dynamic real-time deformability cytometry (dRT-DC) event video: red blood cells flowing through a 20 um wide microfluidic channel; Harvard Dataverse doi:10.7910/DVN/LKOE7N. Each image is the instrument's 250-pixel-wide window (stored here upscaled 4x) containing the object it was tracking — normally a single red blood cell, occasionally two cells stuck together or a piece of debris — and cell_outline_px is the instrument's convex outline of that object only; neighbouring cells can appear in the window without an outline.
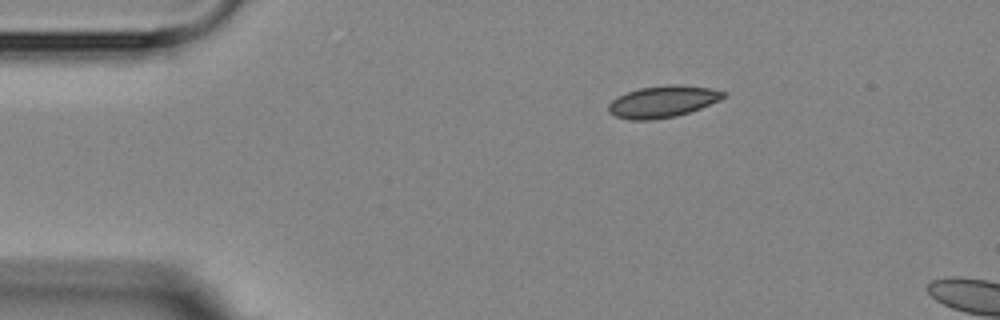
{"species": "Egyptian fruit bat (a non-hibernating species)", "species_latin": "Rousettus aegyptiacus", "temperature_condition": "room temperature", "stored_images_in_passage": 2, "camera_frame_rate_fps": 3000, "um_per_image_px": 0.085, "animal": {"sex": "female"}, "frame": {"image": 1, "passage_image": 2, "time_ms": 2.0, "image_size_px": [1000, 320], "cell_outline_px": [[728, 96], [720, 100], [700, 108], [676, 116], [652, 120], [632, 120], [616, 116], [608, 112], [608, 104], [612, 100], [628, 92], [640, 88], [668, 84], [676, 84], [712, 88], [728, 92]], "centroid_in_image_um": [56.38, 8.63], "position_along_channel_um": 28.6, "area_um2": 21.27}}